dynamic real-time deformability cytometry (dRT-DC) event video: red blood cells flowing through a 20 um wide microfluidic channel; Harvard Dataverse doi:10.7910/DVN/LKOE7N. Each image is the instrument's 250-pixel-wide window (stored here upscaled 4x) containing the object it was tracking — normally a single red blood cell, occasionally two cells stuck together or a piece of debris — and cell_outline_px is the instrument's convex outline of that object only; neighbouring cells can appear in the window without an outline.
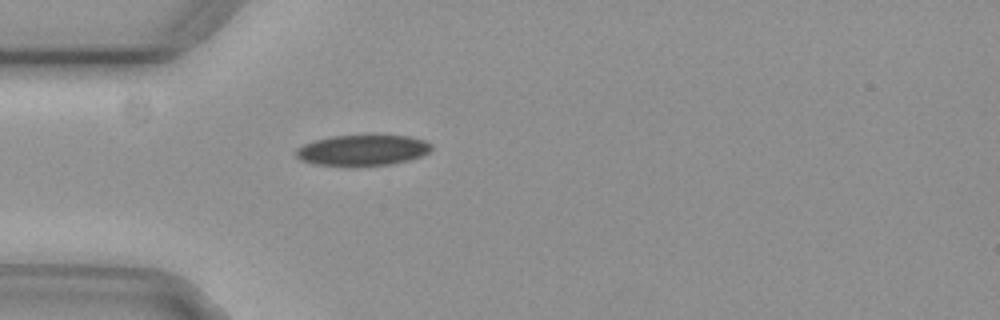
{"species": "common noctule bat (a hibernating species)", "species_latin": "Nyctalus noctula", "temperature_condition": "cold", "stored_images_in_passage": 2, "camera_frame_rate_fps": 3000, "um_per_image_px": 0.085, "animal": {"sex": "female", "body_mass_g": 29.2, "forearm_length_mm": 56.3}, "frame": {"image": 1, "passage_image": 2, "time_ms": 0.333, "image_size_px": [1000, 320], "cell_outline_px": [[432, 148], [428, 152], [420, 156], [408, 160], [392, 164], [312, 164], [300, 160], [296, 156], [296, 148], [304, 144], [316, 140], [332, 136], [368, 132], [380, 132], [408, 136], [424, 140], [432, 144]], "centroid_in_image_um": [30.85, 12.68], "position_along_channel_um": 54.1, "area_um2": 24.8}}